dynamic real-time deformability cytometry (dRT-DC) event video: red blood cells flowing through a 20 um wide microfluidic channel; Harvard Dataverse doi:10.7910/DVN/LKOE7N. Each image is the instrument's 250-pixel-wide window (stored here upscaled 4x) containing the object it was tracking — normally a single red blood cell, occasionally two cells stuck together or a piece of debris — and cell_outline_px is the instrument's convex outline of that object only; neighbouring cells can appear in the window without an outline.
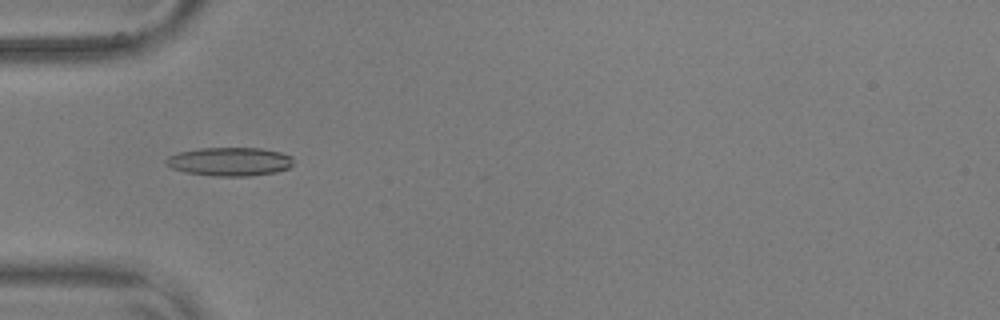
{"species": "common noctule bat (a hibernating species)", "species_latin": "Nyctalus noctula", "temperature_condition": "warm", "stored_images_in_passage": 49, "camera_frame_rate_fps": 3000, "um_per_image_px": 0.085, "animal": {"sex": "male", "body_mass_g": 17.9, "forearm_length_mm": 54.2}, "frame": {"image": 1, "passage_image": 12, "time_ms": 3.667, "image_size_px": [1000, 320], "cell_outline_px": [[292, 164], [288, 168], [276, 172], [248, 176], [212, 176], [184, 172], [172, 168], [164, 160], [168, 156], [180, 152], [200, 148], [260, 148], [280, 152], [292, 156]], "centroid_in_image_um": [19.52, 13.74], "position_along_channel_um": 65.5, "area_um2": 21.15}}
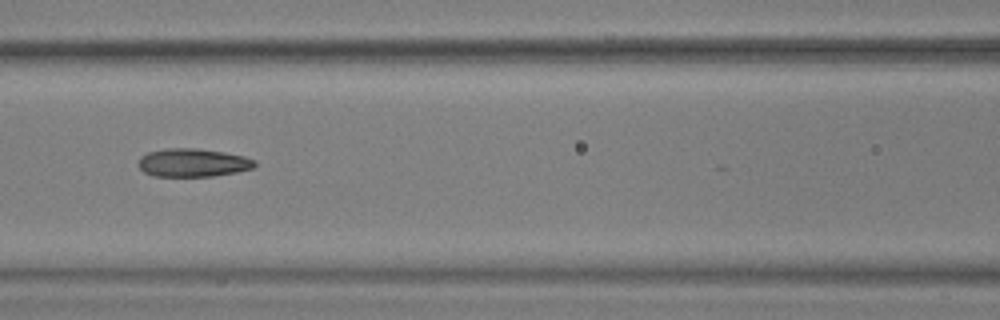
{"frame": {"image": 2, "passage_image": 19, "time_ms": 6.0, "image_size_px": [1000, 320], "cell_outline_px": [[256, 168], [236, 172], [212, 176], [152, 176], [144, 172], [140, 168], [140, 156], [148, 152], [168, 148], [196, 148], [224, 152], [244, 156], [256, 160]], "centroid_in_image_um": [16.43, 13.83], "position_along_channel_um": 150.2, "area_um2": 19.19}}
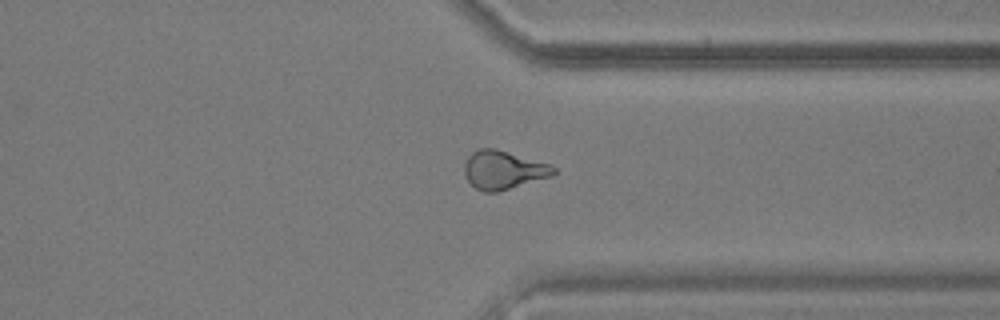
{"frame": {"image": 3, "passage_image": 37, "time_ms": 12.0, "image_size_px": [1000, 320], "cell_outline_px": [[556, 172], [552, 176], [496, 192], [484, 192], [476, 188], [464, 176], [464, 164], [468, 156], [472, 152], [480, 148], [496, 148], [552, 164], [556, 168]], "centroid_in_image_um": [42.8, 14.43], "position_along_channel_um": 368.6, "area_um2": 20.11}, "authors_computed_cell_mechanics": {"area_um2": 19.5364, "velocity_mm_per_s": 3.6473, "shape_relaxation_time_tau1_ms": 10.598, "shape_relaxation_time_tau2_ms": 2.7226, "deformation_change_tau1": 0.2327, "deformation_change_tau2": 0.1209}}